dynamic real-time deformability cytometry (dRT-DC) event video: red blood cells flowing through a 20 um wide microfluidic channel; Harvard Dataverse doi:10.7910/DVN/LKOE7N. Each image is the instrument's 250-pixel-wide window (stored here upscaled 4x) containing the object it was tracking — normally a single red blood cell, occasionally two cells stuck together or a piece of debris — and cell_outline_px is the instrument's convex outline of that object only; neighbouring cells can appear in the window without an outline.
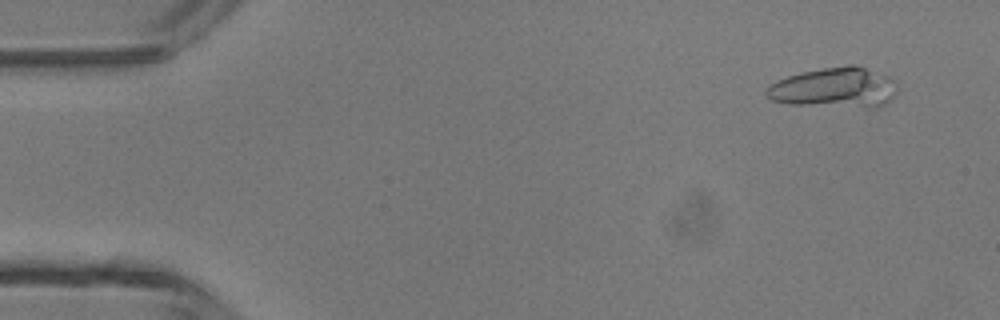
{"species": "common noctule bat (a hibernating species)", "species_latin": "Nyctalus noctula", "temperature_condition": "room temperature", "stored_images_in_passage": 2, "camera_frame_rate_fps": 3000, "um_per_image_px": 0.085, "animal": {"sex": "male", "body_mass_g": 13.3}, "frame": {"image": 1, "passage_image": 1, "time_ms": 0.0, "image_size_px": [1000, 320], "cell_outline_px": [[896, 92], [884, 104], [876, 108], [868, 108], [792, 104], [772, 100], [764, 92], [776, 80], [800, 72], [848, 64], [856, 64], [888, 76], [892, 80], [896, 88]], "centroid_in_image_um": [70.94, 7.45], "position_along_channel_um": 14.1, "area_um2": 30.58}}